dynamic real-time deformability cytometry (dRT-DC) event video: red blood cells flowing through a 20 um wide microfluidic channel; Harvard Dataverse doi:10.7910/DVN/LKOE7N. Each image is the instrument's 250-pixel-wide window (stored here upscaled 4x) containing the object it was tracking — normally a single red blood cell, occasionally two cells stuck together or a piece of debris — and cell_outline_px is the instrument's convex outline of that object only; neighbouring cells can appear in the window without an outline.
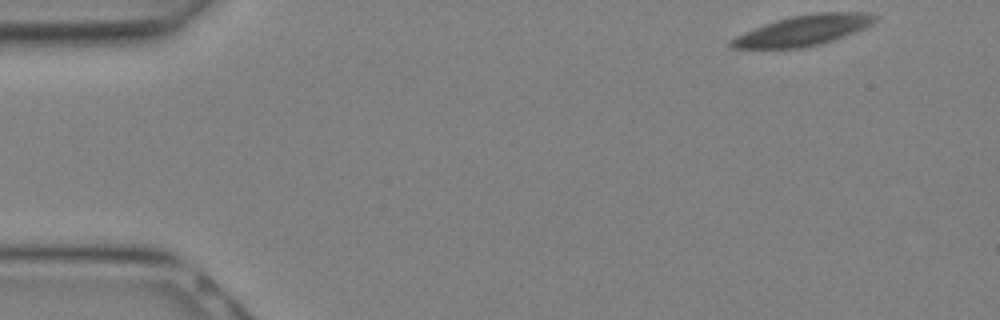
{"species": "Egyptian fruit bat (a non-hibernating species)", "species_latin": "Rousettus aegyptiacus", "temperature_condition": "warm", "stored_images_in_passage": 11, "camera_frame_rate_fps": 3000, "um_per_image_px": 0.085, "animal": {"sex": "female"}, "frame": {"image": 1, "passage_image": 1, "time_ms": 0.0, "image_size_px": [1000, 320], "cell_outline_px": [[868, 20], [864, 24], [848, 32], [828, 40], [812, 44], [788, 48], [740, 48], [732, 44], [732, 40], [740, 36], [760, 28], [784, 20], [800, 16], [868, 16]], "centroid_in_image_um": [67.94, 2.7], "position_along_channel_um": 17.1, "area_um2": 20.29}}
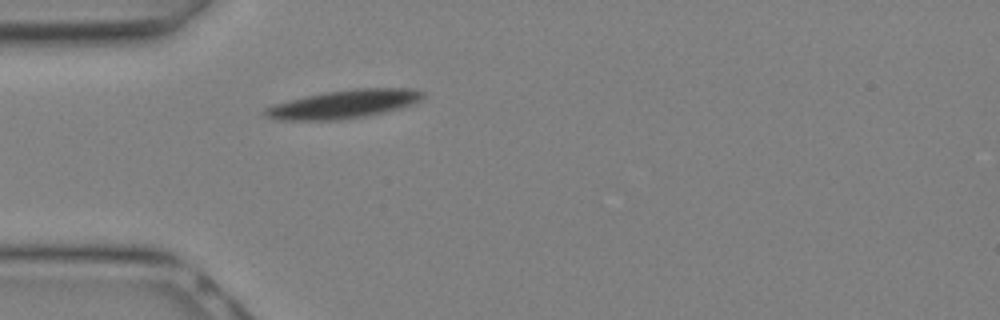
{"frame": {"image": 2, "passage_image": 7, "time_ms": 2.0, "image_size_px": [1000, 320], "cell_outline_px": [[420, 96], [404, 104], [372, 112], [352, 116], [272, 116], [268, 112], [272, 108], [296, 100], [312, 96], [336, 92], [420, 92]], "centroid_in_image_um": [29.18, 8.83], "position_along_channel_um": 55.8, "area_um2": 18.67}}
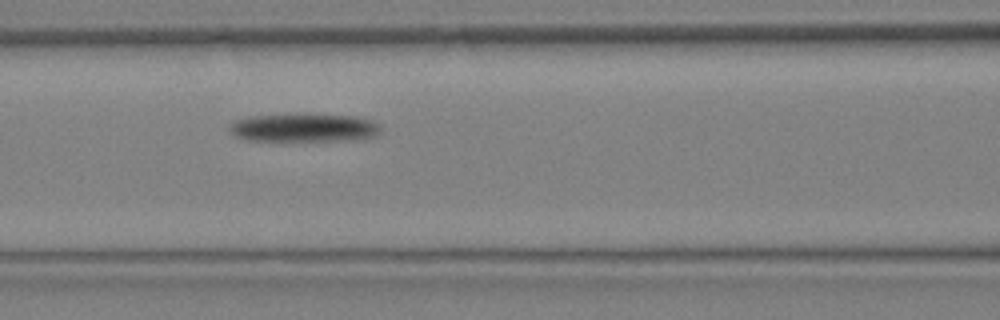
{"frame": {"image": 3, "passage_image": 11, "time_ms": 3.333, "image_size_px": [1000, 320], "cell_outline_px": [[372, 128], [368, 132], [356, 136], [244, 136], [236, 132], [236, 124], [244, 120], [272, 116], [332, 116], [360, 120], [368, 124]], "centroid_in_image_um": [25.69, 10.76], "position_along_channel_um": 140.9, "area_um2": 17.4}}